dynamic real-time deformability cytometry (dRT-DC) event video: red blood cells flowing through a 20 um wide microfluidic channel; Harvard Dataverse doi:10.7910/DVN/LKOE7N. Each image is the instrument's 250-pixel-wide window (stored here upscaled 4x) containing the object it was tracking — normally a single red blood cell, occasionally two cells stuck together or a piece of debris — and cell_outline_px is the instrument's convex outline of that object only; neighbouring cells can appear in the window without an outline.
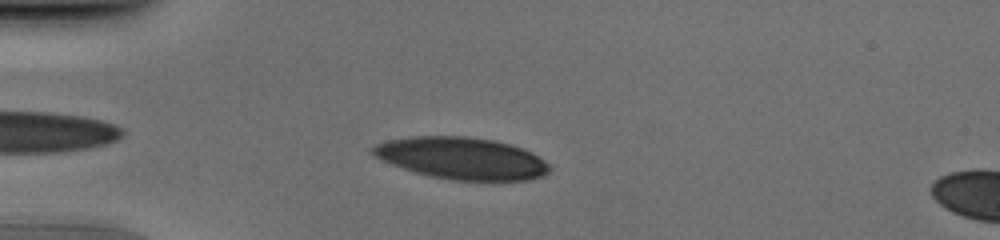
{"species": "human", "species_latin": "Homo sapiens", "temperature_condition": "cold", "stored_images_in_passage": 36, "camera_frame_rate_fps": 3000, "um_per_image_px": 0.085, "donor": {"sex": "male"}, "frame": {"image": 1, "passage_image": 4, "time_ms": 1.0, "image_size_px": [1000, 240], "cell_outline_px": [[548, 172], [544, 176], [528, 180], [452, 180], [432, 176], [416, 172], [392, 164], [368, 152], [368, 148], [376, 144], [388, 140], [412, 136], [468, 136], [492, 140], [508, 144], [532, 152], [544, 160], [548, 164]], "centroid_in_image_um": [39.22, 13.44], "position_along_channel_um": 45.8, "area_um2": 42.89}}
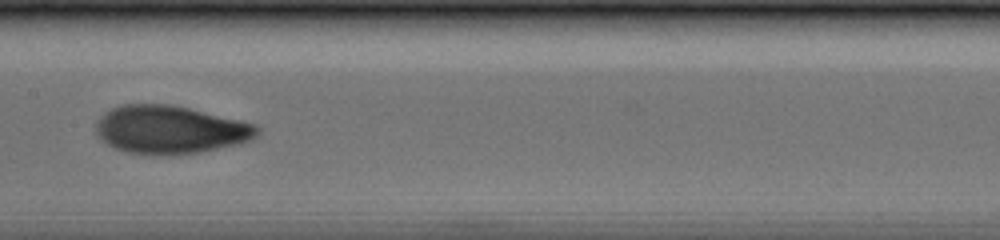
{"frame": {"image": 2, "passage_image": 17, "time_ms": 5.333, "image_size_px": [1000, 240], "cell_outline_px": [[260, 136], [252, 140], [236, 144], [200, 152], [168, 156], [128, 152], [116, 148], [108, 144], [96, 132], [96, 124], [100, 116], [104, 112], [120, 104], [172, 104], [240, 120], [256, 124], [260, 128]], "centroid_in_image_um": [14.5, 11.02], "position_along_channel_um": 192.9, "area_um2": 45.32}}
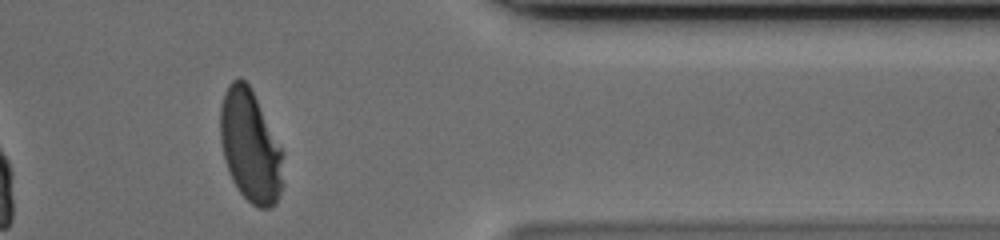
{"frame": {"image": 3, "passage_image": 33, "time_ms": 10.667, "image_size_px": [1000, 240], "cell_outline_px": [[284, 152], [280, 192], [276, 204], [268, 208], [260, 208], [252, 204], [236, 188], [228, 172], [224, 160], [220, 140], [220, 108], [224, 92], [228, 84], [232, 80], [240, 76], [252, 88]], "centroid_in_image_um": [21.26, 12.39], "position_along_channel_um": 390.1, "area_um2": 41.56}}